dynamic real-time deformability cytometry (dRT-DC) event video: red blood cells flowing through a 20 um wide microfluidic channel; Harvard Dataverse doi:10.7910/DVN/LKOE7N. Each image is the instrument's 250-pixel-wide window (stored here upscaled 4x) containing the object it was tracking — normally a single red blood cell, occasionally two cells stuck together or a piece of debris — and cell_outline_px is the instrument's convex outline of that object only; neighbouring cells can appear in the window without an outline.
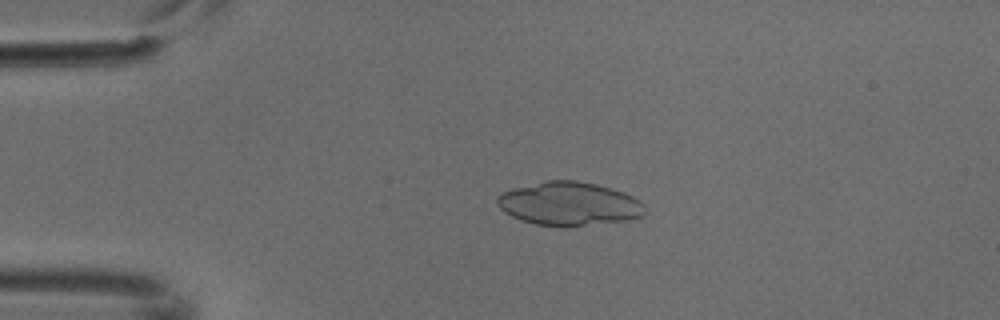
{"species": "common noctule bat (a hibernating species)", "species_latin": "Nyctalus noctula", "temperature_condition": "cold", "stored_images_in_passage": 4, "camera_frame_rate_fps": 3000, "um_per_image_px": 0.085, "animal": {"sex": "male", "body_mass_g": 18.8}, "frame": {"image": 1, "passage_image": 3, "time_ms": 0.667, "image_size_px": [1000, 320], "cell_outline_px": [[644, 212], [640, 216], [628, 220], [568, 228], [564, 228], [536, 224], [512, 216], [504, 212], [496, 204], [496, 196], [512, 188], [548, 180], [576, 180], [596, 184], [612, 188], [624, 192], [640, 200], [644, 204]], "centroid_in_image_um": [48.37, 17.33], "position_along_channel_um": 36.6, "area_um2": 37.8}}